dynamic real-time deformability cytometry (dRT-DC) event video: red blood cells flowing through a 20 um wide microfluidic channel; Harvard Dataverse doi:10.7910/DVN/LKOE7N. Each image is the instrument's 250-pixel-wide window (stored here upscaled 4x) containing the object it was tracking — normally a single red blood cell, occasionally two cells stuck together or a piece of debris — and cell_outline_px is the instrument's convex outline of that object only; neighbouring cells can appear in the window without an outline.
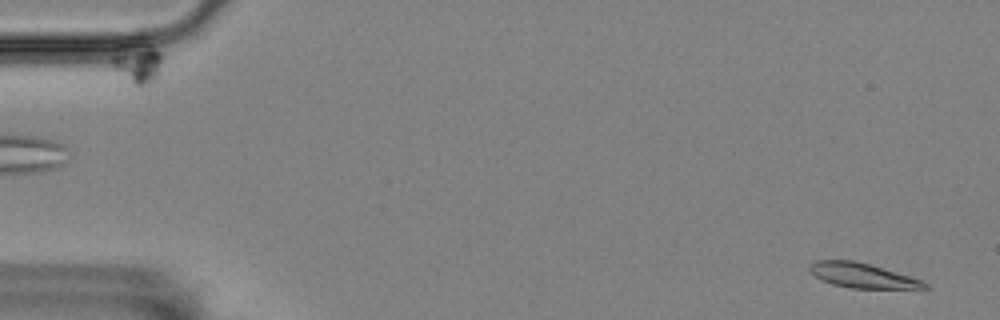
{"species": "Egyptian fruit bat (a non-hibernating species)", "species_latin": "Rousettus aegyptiacus", "temperature_condition": "room temperature", "stored_images_in_passage": 4, "camera_frame_rate_fps": 3000, "um_per_image_px": 0.085, "animal": {"sex": "female"}, "frame": {"image": 1, "passage_image": 4, "time_ms": 3.333, "image_size_px": [1000, 320], "cell_outline_px": [[928, 288], [852, 288], [832, 284], [816, 276], [808, 268], [816, 260], [852, 260], [868, 264], [908, 276], [920, 280], [928, 284]], "centroid_in_image_um": [73.27, 23.41], "position_along_channel_um": 11.7, "area_um2": 15.95}}